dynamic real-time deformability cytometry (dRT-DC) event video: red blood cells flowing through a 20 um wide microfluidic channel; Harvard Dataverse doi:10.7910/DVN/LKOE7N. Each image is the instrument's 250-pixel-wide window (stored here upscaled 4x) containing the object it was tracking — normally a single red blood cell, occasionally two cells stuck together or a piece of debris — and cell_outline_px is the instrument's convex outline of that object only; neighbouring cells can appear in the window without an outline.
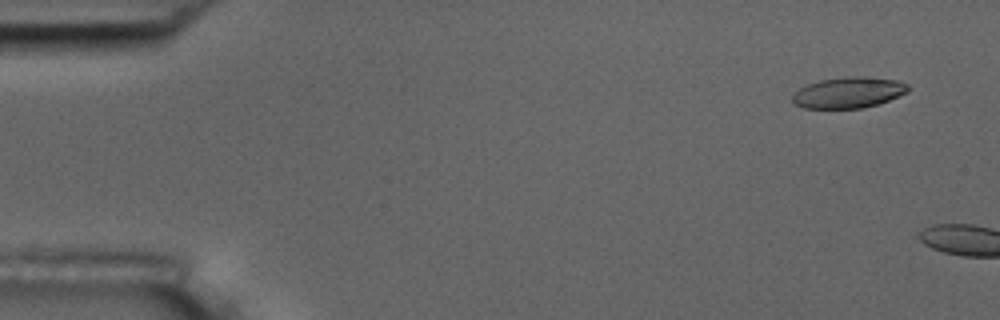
{"species": "common noctule bat (a hibernating species)", "species_latin": "Nyctalus noctula", "temperature_condition": "room temperature", "stored_images_in_passage": 2, "camera_frame_rate_fps": 3000, "um_per_image_px": 0.085, "animal": {"sex": "male", "body_mass_g": 17.5, "forearm_length_mm": 52.3}, "frame": {"image": 1, "passage_image": 1, "time_ms": 0.0, "image_size_px": [1000, 320], "cell_outline_px": [[908, 92], [900, 96], [880, 104], [864, 108], [804, 108], [792, 104], [792, 96], [800, 88], [808, 84], [820, 80], [844, 76], [864, 76], [900, 80], [908, 84]], "centroid_in_image_um": [72.16, 7.86], "position_along_channel_um": 12.8, "area_um2": 21.21}}